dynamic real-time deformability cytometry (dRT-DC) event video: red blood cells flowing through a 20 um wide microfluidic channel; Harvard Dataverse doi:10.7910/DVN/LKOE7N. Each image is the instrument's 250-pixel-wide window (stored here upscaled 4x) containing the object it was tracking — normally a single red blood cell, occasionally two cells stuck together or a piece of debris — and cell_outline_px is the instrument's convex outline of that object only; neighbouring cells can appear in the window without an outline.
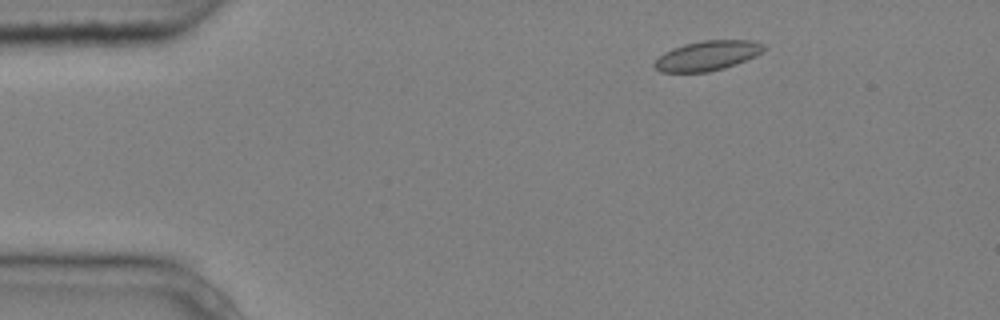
{"species": "common noctule bat (a hibernating species)", "species_latin": "Nyctalus noctula", "temperature_condition": "cold", "stored_images_in_passage": 2, "camera_frame_rate_fps": 3000, "um_per_image_px": 0.085, "animal": {"sex": "male", "body_mass_g": 20.4}, "frame": {"image": 1, "passage_image": 1, "time_ms": 0.0, "image_size_px": [1000, 320], "cell_outline_px": [[768, 48], [756, 56], [736, 64], [724, 68], [708, 72], [660, 72], [652, 64], [664, 52], [672, 48], [684, 44], [700, 40], [752, 40], [764, 44]], "centroid_in_image_um": [60.15, 4.72], "position_along_channel_um": 24.9, "area_um2": 19.13}}